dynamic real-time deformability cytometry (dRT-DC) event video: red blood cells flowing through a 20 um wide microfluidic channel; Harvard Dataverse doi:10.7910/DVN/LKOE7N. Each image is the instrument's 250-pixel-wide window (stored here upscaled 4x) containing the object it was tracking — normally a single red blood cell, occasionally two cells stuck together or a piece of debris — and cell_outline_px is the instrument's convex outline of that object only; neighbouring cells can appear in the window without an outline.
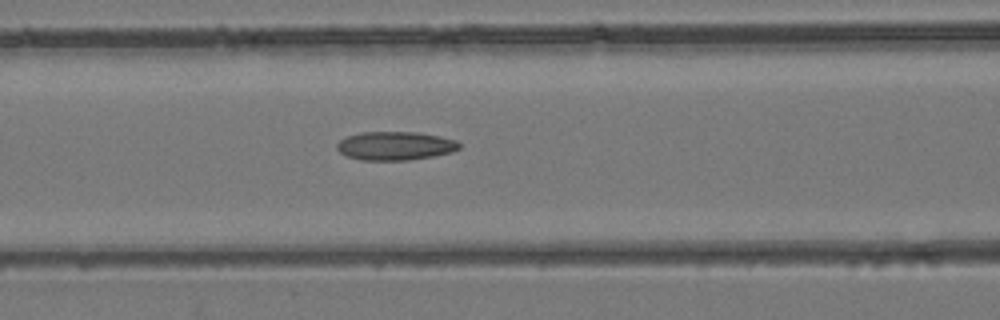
{"species": "common noctule bat (a hibernating species)", "species_latin": "Nyctalus noctula", "temperature_condition": "room temperature", "stored_images_in_passage": 25, "camera_frame_rate_fps": 3000, "um_per_image_px": 0.085, "animal": {"sex": "female", "body_mass_g": 24.6, "forearm_length_mm": 56.2}, "frame": {"image": 1, "passage_image": 9, "time_ms": 2.667, "image_size_px": [1000, 320], "cell_outline_px": [[460, 148], [452, 152], [432, 156], [408, 160], [360, 160], [348, 156], [340, 152], [336, 148], [336, 144], [340, 140], [348, 136], [360, 132], [420, 132], [440, 136], [456, 140], [460, 144]], "centroid_in_image_um": [33.6, 12.39], "position_along_channel_um": 133.0, "area_um2": 20.4}}
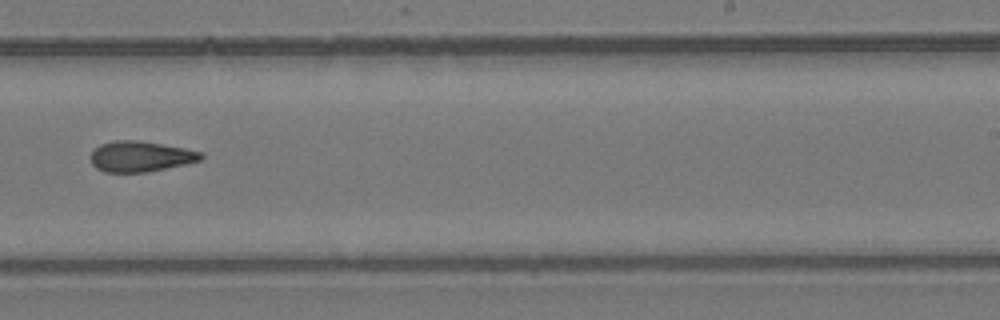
{"frame": {"image": 2, "passage_image": 18, "time_ms": 5.667, "image_size_px": [1000, 320], "cell_outline_px": [[204, 156], [200, 160], [184, 164], [148, 172], [104, 172], [96, 168], [92, 164], [92, 152], [100, 144], [112, 140], [140, 140], [184, 148], [204, 152]], "centroid_in_image_um": [11.95, 13.29], "position_along_channel_um": 277.1, "area_um2": 19.65}}
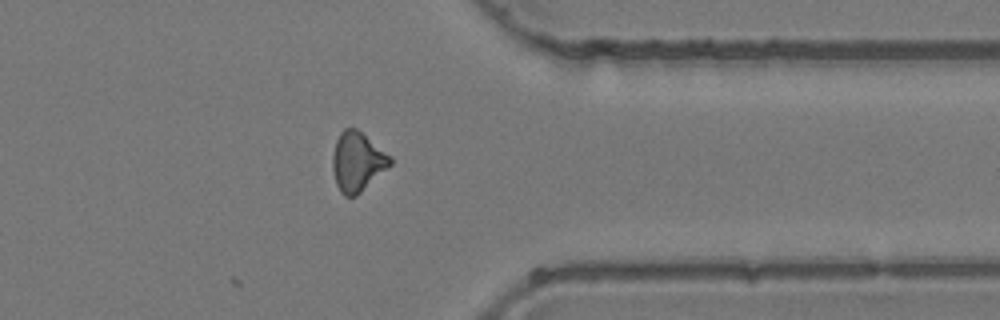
{"frame": {"image": 3, "passage_image": 25, "time_ms": 8.0, "image_size_px": [1000, 320], "cell_outline_px": [[392, 164], [356, 196], [344, 196], [340, 192], [336, 184], [332, 168], [332, 156], [336, 140], [340, 132], [344, 128], [356, 128], [392, 156]], "centroid_in_image_um": [30.37, 13.74], "position_along_channel_um": 381.0, "area_um2": 19.94}}